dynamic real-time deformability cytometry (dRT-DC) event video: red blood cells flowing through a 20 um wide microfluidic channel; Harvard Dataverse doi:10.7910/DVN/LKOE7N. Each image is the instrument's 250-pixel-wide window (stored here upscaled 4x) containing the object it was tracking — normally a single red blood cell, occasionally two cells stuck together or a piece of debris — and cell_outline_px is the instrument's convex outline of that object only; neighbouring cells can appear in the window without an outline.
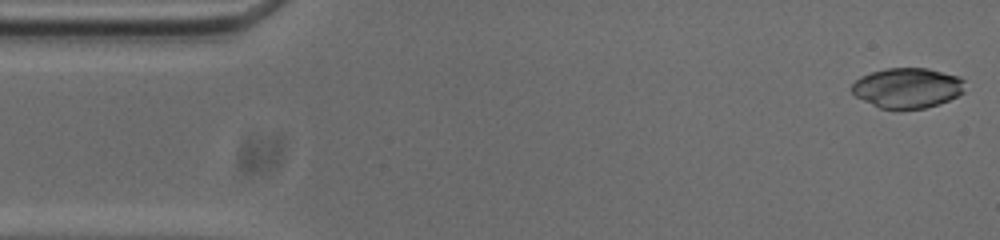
{"species": "common noctule bat (a hibernating species)", "species_latin": "Nyctalus noctula", "temperature_condition": "cold", "stored_images_in_passage": 53, "camera_frame_rate_fps": 3000, "um_per_image_px": 0.085, "animal": {"sex": "male", "body_mass_g": 20.0, "forearm_length_mm": 53.3}, "frame": {"image": 1, "passage_image": 1, "time_ms": 0.0, "image_size_px": [1000, 240], "cell_outline_px": [[964, 92], [948, 100], [924, 108], [880, 108], [856, 96], [852, 92], [852, 84], [860, 76], [872, 72], [888, 68], [928, 68], [960, 76], [964, 80]], "centroid_in_image_um": [77.15, 7.45], "position_along_channel_um": 7.9, "area_um2": 26.18}}
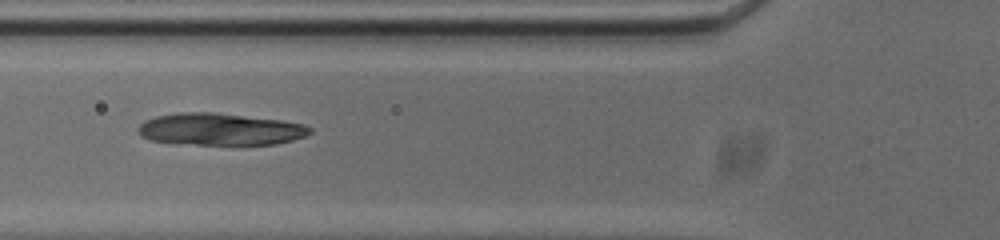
{"frame": {"image": 2, "passage_image": 18, "time_ms": 5.667, "image_size_px": [1000, 240], "cell_outline_px": [[312, 132], [304, 136], [292, 140], [276, 144], [196, 144], [148, 140], [140, 136], [136, 128], [144, 120], [156, 116], [180, 112], [216, 112], [280, 120], [304, 124], [312, 128]], "centroid_in_image_um": [18.68, 10.97], "position_along_channel_um": 107.1, "area_um2": 32.02}}
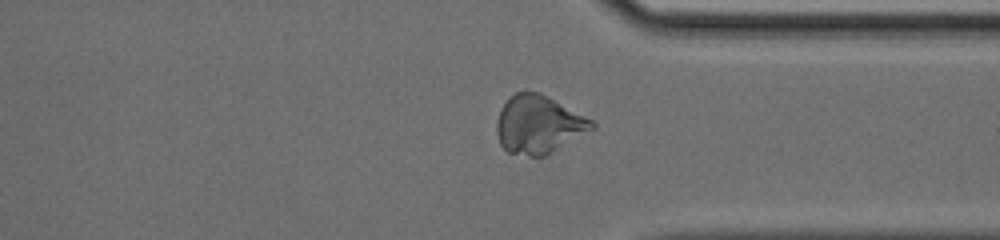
{"frame": {"image": 3, "passage_image": 39, "time_ms": 12.667, "image_size_px": [1000, 240], "cell_outline_px": [[596, 128], [544, 156], [528, 156], [508, 152], [500, 144], [496, 132], [496, 124], [500, 108], [516, 92], [540, 92], [592, 120], [596, 124]], "centroid_in_image_um": [45.77, 10.59], "position_along_channel_um": 365.6, "area_um2": 31.96}}